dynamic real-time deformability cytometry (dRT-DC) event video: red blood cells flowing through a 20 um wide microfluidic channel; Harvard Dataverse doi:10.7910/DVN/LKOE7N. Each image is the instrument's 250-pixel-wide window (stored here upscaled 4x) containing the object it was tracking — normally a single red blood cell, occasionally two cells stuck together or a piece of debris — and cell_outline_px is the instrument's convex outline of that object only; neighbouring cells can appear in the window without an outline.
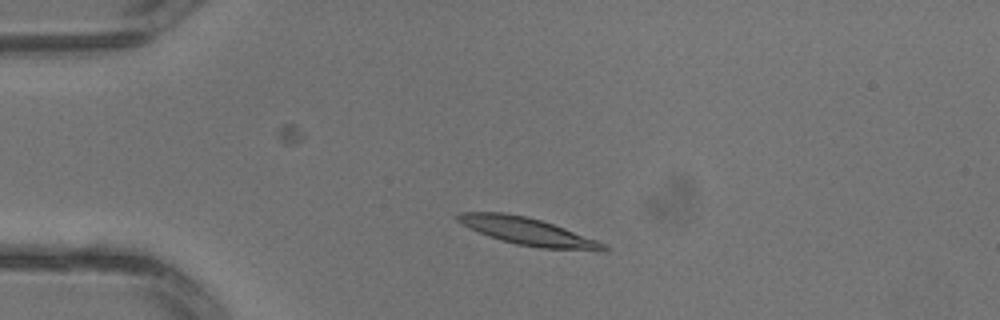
{"species": "common noctule bat (a hibernating species)", "species_latin": "Nyctalus noctula", "temperature_condition": "warm", "stored_images_in_passage": 2, "camera_frame_rate_fps": 3000, "um_per_image_px": 0.085, "animal": {"sex": "male", "body_mass_g": 13.3}, "frame": {"image": 1, "passage_image": 2, "time_ms": 0.333, "image_size_px": [1000, 320], "cell_outline_px": [[608, 252], [600, 252], [540, 248], [516, 244], [480, 232], [456, 220], [452, 216], [460, 212], [504, 212], [524, 216], [540, 220], [564, 228], [596, 240], [604, 244], [608, 248]], "centroid_in_image_um": [44.92, 19.69], "position_along_channel_um": 40.1, "area_um2": 23.06}}